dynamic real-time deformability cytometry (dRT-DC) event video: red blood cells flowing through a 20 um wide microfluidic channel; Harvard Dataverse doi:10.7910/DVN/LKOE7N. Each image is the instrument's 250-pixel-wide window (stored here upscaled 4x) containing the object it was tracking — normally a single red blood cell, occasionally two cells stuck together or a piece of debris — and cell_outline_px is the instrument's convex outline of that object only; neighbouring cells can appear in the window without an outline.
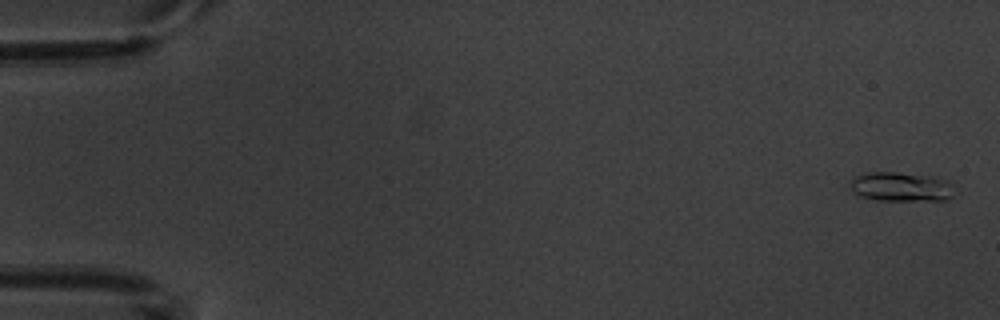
{"species": "common noctule bat (a hibernating species)", "species_latin": "Nyctalus noctula", "temperature_condition": "warm", "stored_images_in_passage": 5, "camera_frame_rate_fps": 3000, "um_per_image_px": 0.085, "animal": {"sex": "male", "body_mass_g": 20.1, "forearm_length_mm": 53.5}, "frame": {"image": 1, "passage_image": 1, "time_ms": 0.0, "image_size_px": [1000, 320], "cell_outline_px": [[960, 188], [952, 196], [944, 200], [876, 200], [860, 196], [852, 192], [848, 188], [848, 184], [852, 176], [860, 172], [896, 172], [936, 176], [948, 180]], "centroid_in_image_um": [76.6, 15.85], "position_along_channel_um": 8.4, "area_um2": 18.73}}
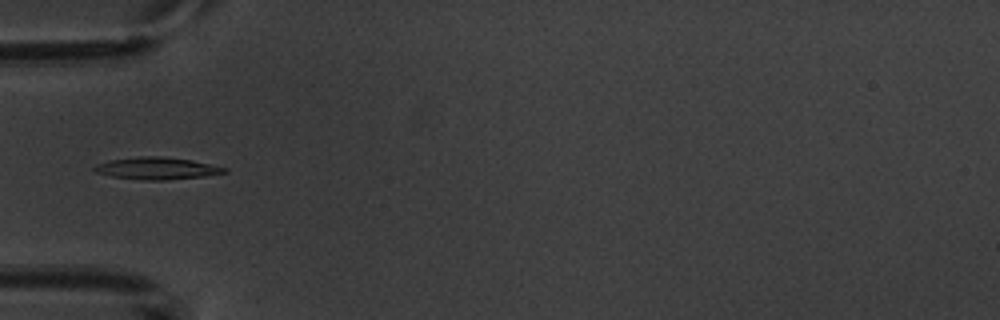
{"frame": {"image": 2, "passage_image": 5, "time_ms": 5.667, "image_size_px": [1000, 320], "cell_outline_px": [[228, 172], [204, 176], [164, 180], [144, 180], [112, 176], [96, 172], [92, 168], [96, 164], [108, 160], [136, 156], [160, 156], [192, 160], [228, 168]], "centroid_in_image_um": [13.32, 14.3], "position_along_channel_um": 71.7, "area_um2": 16.76}}